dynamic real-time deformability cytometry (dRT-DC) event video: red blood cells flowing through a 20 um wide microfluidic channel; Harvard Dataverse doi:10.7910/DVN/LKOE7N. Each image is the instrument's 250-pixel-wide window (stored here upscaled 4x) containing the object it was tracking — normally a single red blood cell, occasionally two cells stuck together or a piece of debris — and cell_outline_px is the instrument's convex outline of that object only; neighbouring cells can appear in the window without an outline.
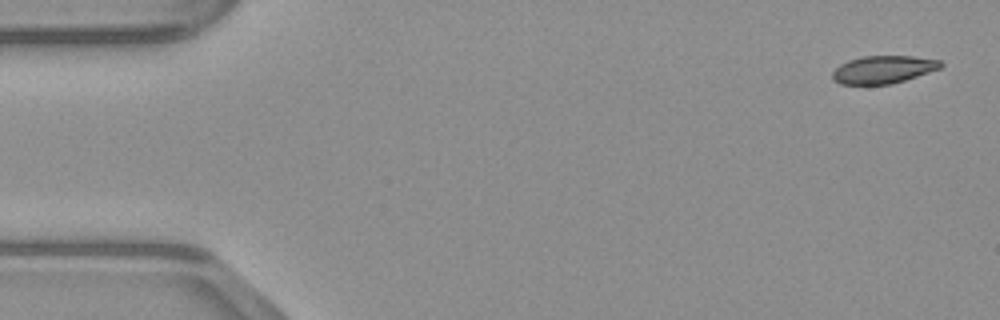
{"species": "common noctule bat (a hibernating species)", "species_latin": "Nyctalus noctula", "temperature_condition": "warm", "stored_images_in_passage": 47, "camera_frame_rate_fps": 3000, "um_per_image_px": 0.085, "animal": {"sex": "male", "body_mass_g": 23.1, "forearm_length_mm": 52.7}, "frame": {"image": 1, "passage_image": 1, "time_ms": 0.0, "image_size_px": [1000, 320], "cell_outline_px": [[944, 64], [940, 68], [892, 84], [840, 84], [832, 80], [832, 72], [840, 64], [848, 60], [864, 56], [912, 56], [940, 60]], "centroid_in_image_um": [75.05, 5.91], "position_along_channel_um": 10.0, "area_um2": 17.4}}
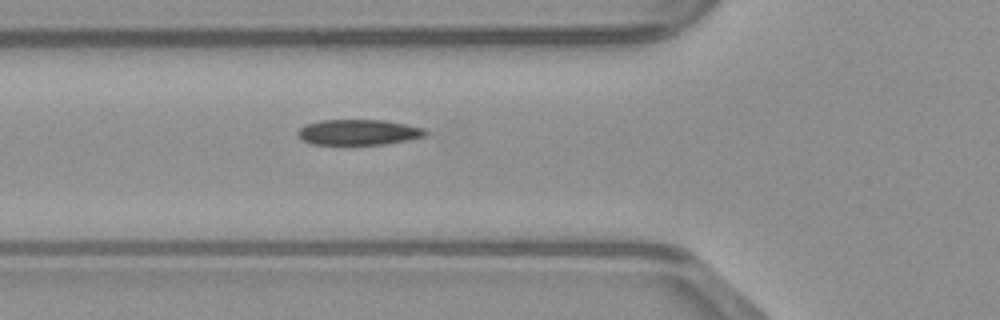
{"frame": {"image": 2, "passage_image": 16, "time_ms": 5.0, "image_size_px": [1000, 320], "cell_outline_px": [[428, 132], [424, 136], [408, 140], [384, 144], [312, 144], [304, 140], [296, 132], [300, 128], [308, 124], [320, 120], [384, 120], [424, 128]], "centroid_in_image_um": [30.49, 11.23], "position_along_channel_um": 95.3, "area_um2": 18.73}}
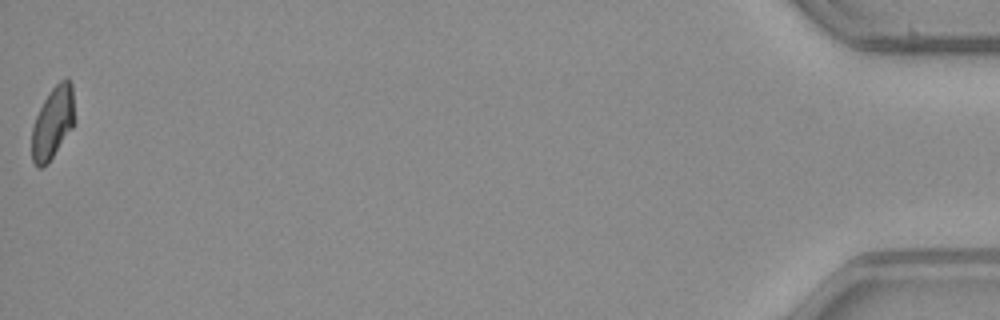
{"frame": {"image": 3, "passage_image": 47, "time_ms": 15.333, "image_size_px": [1000, 320], "cell_outline_px": [[76, 120], [72, 128], [48, 164], [40, 168], [32, 160], [32, 128], [36, 116], [44, 100], [52, 88], [60, 80], [68, 76], [72, 84]], "centroid_in_image_um": [4.52, 10.4], "position_along_channel_um": 430.7, "area_um2": 18.15}}